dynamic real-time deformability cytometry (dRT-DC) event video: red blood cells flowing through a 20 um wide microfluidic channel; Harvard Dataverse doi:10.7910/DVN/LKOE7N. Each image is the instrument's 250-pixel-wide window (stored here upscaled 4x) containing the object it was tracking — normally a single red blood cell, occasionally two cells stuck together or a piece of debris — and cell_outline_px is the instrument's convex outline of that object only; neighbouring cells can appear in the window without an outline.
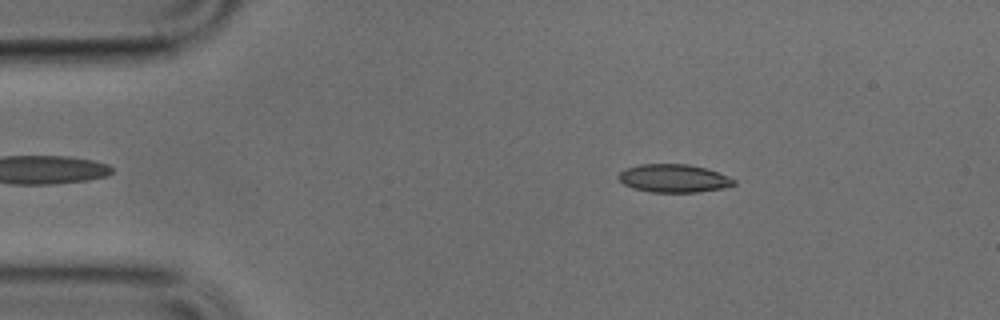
{"species": "common noctule bat (a hibernating species)", "species_latin": "Nyctalus noctula", "temperature_condition": "cold", "stored_images_in_passage": 47, "camera_frame_rate_fps": 3000, "um_per_image_px": 0.085, "animal": {"sex": "male", "body_mass_g": 17.9, "forearm_length_mm": 54.2}, "frame": {"image": 1, "passage_image": 6, "time_ms": 1.667, "image_size_px": [1000, 320], "cell_outline_px": [[736, 184], [728, 188], [700, 192], [648, 192], [632, 188], [624, 184], [616, 176], [624, 168], [640, 164], [688, 164], [704, 168], [716, 172], [736, 180]], "centroid_in_image_um": [57.25, 15.17], "position_along_channel_um": 27.7, "area_um2": 19.07}}
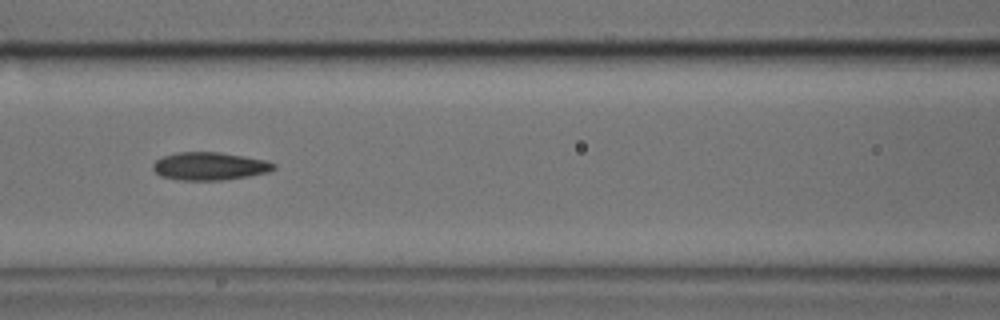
{"frame": {"image": 2, "passage_image": 19, "time_ms": 6.0, "image_size_px": [1000, 320], "cell_outline_px": [[276, 168], [268, 172], [248, 176], [220, 180], [180, 180], [160, 176], [152, 168], [152, 164], [156, 160], [164, 156], [176, 152], [220, 152], [268, 160], [276, 164]], "centroid_in_image_um": [17.83, 14.12], "position_along_channel_um": 148.8, "area_um2": 19.71}}
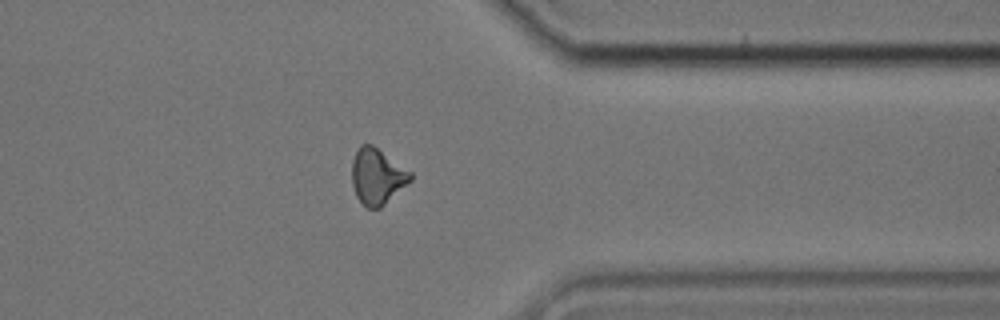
{"frame": {"image": 3, "passage_image": 37, "time_ms": 12.0, "image_size_px": [1000, 320], "cell_outline_px": [[412, 180], [380, 208], [364, 208], [360, 204], [356, 196], [352, 184], [352, 160], [360, 144], [372, 144], [412, 172]], "centroid_in_image_um": [32.05, 15.01], "position_along_channel_um": 379.4, "area_um2": 19.19}}